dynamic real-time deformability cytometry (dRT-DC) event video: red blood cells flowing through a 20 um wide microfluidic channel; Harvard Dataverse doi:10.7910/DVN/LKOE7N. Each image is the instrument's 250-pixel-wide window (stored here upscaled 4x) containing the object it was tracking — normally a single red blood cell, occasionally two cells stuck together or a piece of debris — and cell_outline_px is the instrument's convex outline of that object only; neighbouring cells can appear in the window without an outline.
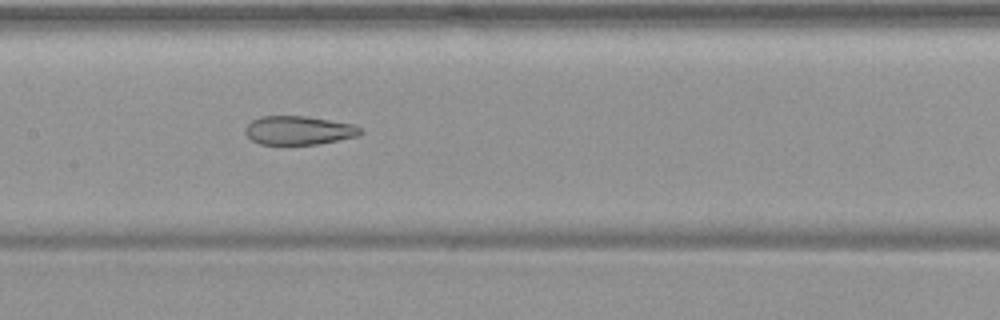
{"species": "common noctule bat (a hibernating species)", "species_latin": "Nyctalus noctula", "temperature_condition": "warm", "stored_images_in_passage": 54, "camera_frame_rate_fps": 3000, "um_per_image_px": 0.085, "animal": {"sex": "female", "body_mass_g": 19.9}, "frame": {"image": 1, "passage_image": 27, "time_ms": 8.667, "image_size_px": [1000, 320], "cell_outline_px": [[364, 132], [356, 136], [320, 144], [260, 144], [252, 140], [244, 132], [244, 128], [252, 120], [260, 116], [304, 116], [352, 124], [360, 128]], "centroid_in_image_um": [25.36, 11.08], "position_along_channel_um": 182.0, "area_um2": 19.13}}
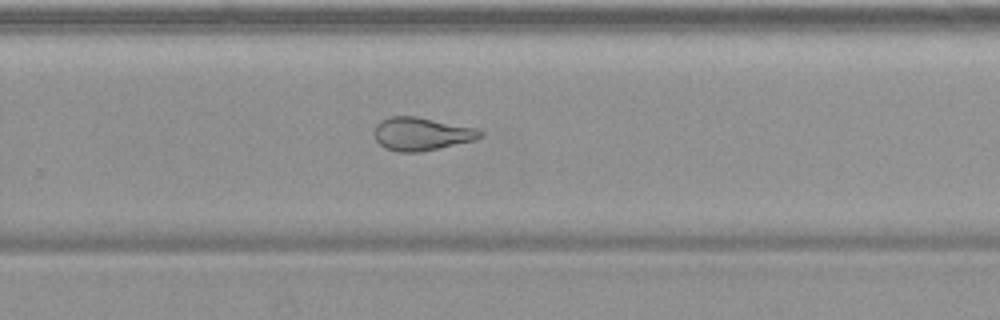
{"frame": {"image": 2, "passage_image": 36, "time_ms": 11.667, "image_size_px": [1000, 320], "cell_outline_px": [[484, 136], [476, 140], [420, 152], [396, 152], [384, 148], [376, 140], [376, 124], [380, 120], [388, 116], [416, 116], [476, 128], [484, 132]], "centroid_in_image_um": [35.85, 11.38], "position_along_channel_um": 294.0, "area_um2": 20.52}}
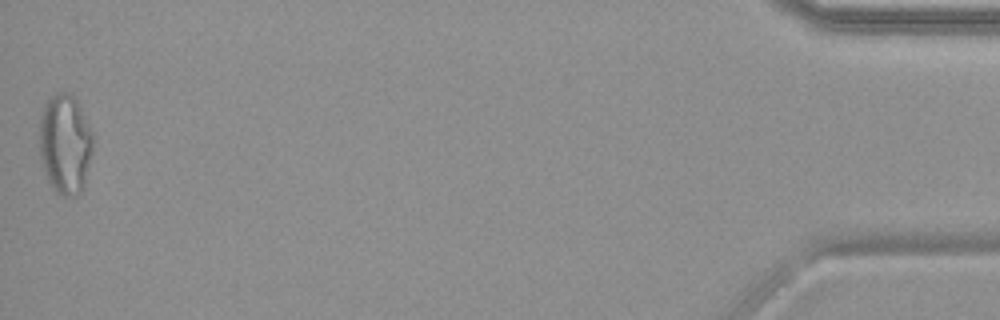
{"frame": {"image": 3, "passage_image": 54, "time_ms": 17.667, "image_size_px": [1000, 320], "cell_outline_px": [[92, 152], [84, 188], [76, 196], [64, 196], [56, 192], [52, 188], [48, 180], [40, 156], [40, 116], [44, 104], [56, 92], [68, 92], [76, 100], [92, 132]], "centroid_in_image_um": [5.53, 12.26], "position_along_channel_um": 429.7, "area_um2": 31.04}, "authors_computed_cell_mechanics": {"area_um2": 26.1256, "velocity_mm_per_s": 3.7489, "shape_relaxation_time_tau1_ms": null, "shape_relaxation_time_tau2_ms": 2.7164, "deformation_change_tau1": null, "deformation_change_tau2": 0.1176}}